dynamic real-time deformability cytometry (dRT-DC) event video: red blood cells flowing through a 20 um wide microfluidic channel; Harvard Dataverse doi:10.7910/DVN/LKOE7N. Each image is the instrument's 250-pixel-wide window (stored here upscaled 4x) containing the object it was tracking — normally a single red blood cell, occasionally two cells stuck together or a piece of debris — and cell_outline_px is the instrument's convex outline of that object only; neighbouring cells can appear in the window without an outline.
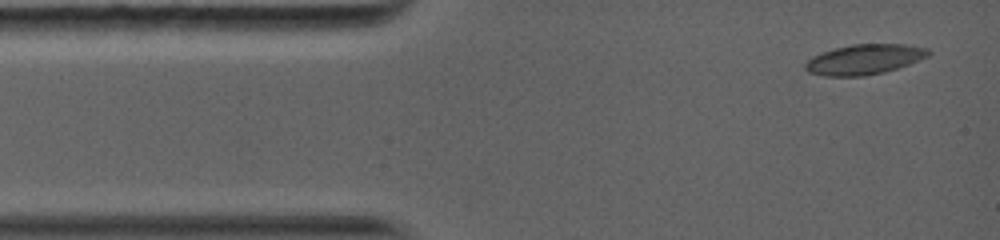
{"species": "common noctule bat (a hibernating species)", "species_latin": "Nyctalus noctula", "temperature_condition": "warm", "stored_images_in_passage": 27, "camera_frame_rate_fps": 5000, "um_per_image_px": 0.085, "animal": {"sex": "female", "body_mass_g": 19.0, "forearm_length_mm": 56.7}, "frame": {"image": 1, "passage_image": 1, "time_ms": 0.0, "image_size_px": [1000, 240], "cell_outline_px": [[932, 52], [928, 56], [908, 64], [884, 72], [864, 76], [824, 76], [808, 72], [804, 68], [804, 64], [812, 56], [836, 48], [852, 44], [904, 44], [928, 48]], "centroid_in_image_um": [73.46, 5.05], "position_along_channel_um": 11.5, "area_um2": 21.5}}
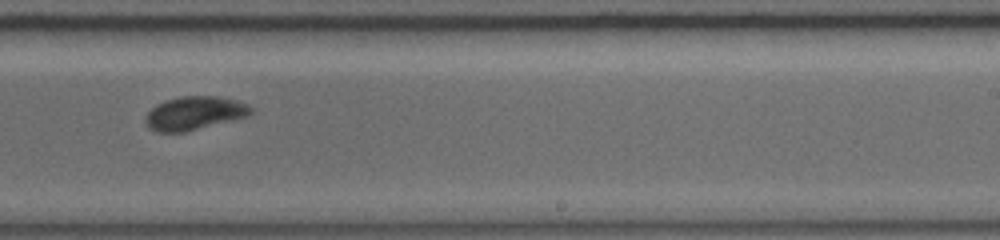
{"frame": {"image": 2, "passage_image": 16, "time_ms": 7.8, "image_size_px": [1000, 240], "cell_outline_px": [[252, 112], [248, 116], [184, 132], [156, 132], [148, 128], [144, 120], [148, 112], [156, 104], [164, 100], [180, 96], [216, 96], [236, 100], [248, 104], [252, 108]], "centroid_in_image_um": [16.5, 9.61], "position_along_channel_um": 272.5, "area_um2": 20.58}}
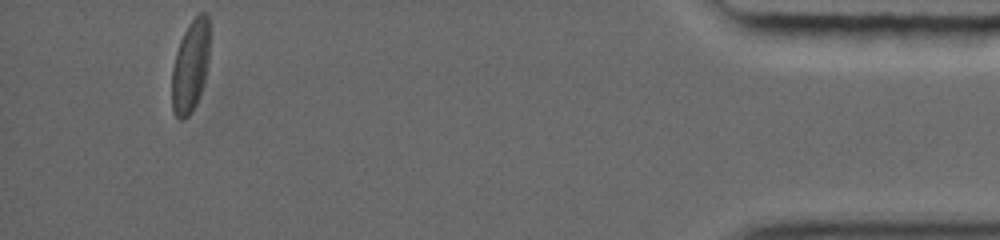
{"frame": {"image": 3, "passage_image": 27, "time_ms": 13.4, "image_size_px": [1000, 240], "cell_outline_px": [[208, 64], [204, 80], [196, 104], [188, 116], [184, 120], [180, 120], [176, 116], [172, 108], [172, 68], [176, 52], [180, 40], [188, 24], [200, 12], [208, 12]], "centroid_in_image_um": [16.17, 5.62], "position_along_channel_um": 419.0, "area_um2": 20.11}, "authors_computed_cell_mechanics": {"area_um2": 21.097, "velocity_mm_per_s": 4.1045, "shape_relaxation_time_tau1_ms": 3.6771, "shape_relaxation_time_tau2_ms": 0.9499, "deformation_change_tau1": 0.1255, "deformation_change_tau2": 0.0295}}